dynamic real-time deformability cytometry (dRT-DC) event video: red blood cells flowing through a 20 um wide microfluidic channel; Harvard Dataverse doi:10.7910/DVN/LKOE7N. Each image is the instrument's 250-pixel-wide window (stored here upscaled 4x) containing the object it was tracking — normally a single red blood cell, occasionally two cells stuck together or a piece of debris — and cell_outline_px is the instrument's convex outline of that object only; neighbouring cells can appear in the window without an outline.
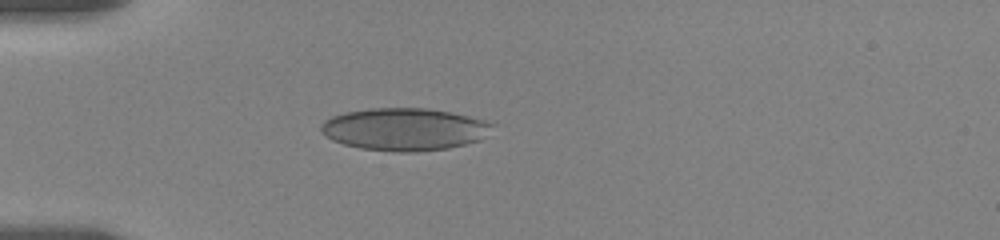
{"species": "human", "species_latin": "Homo sapiens", "temperature_condition": "room temperature", "stored_images_in_passage": 41, "camera_frame_rate_fps": 3000, "um_per_image_px": 0.085, "donor": {"sex": "female"}, "frame": {"image": 1, "passage_image": 1, "time_ms": 0.0, "image_size_px": [1000, 240], "cell_outline_px": [[496, 124], [480, 140], [448, 148], [416, 152], [396, 152], [360, 148], [344, 144], [332, 140], [324, 136], [320, 128], [320, 124], [324, 120], [332, 116], [344, 112], [372, 108], [428, 108], [452, 112], [484, 120]], "centroid_in_image_um": [34.35, 10.98], "position_along_channel_um": 50.6, "area_um2": 42.54}}
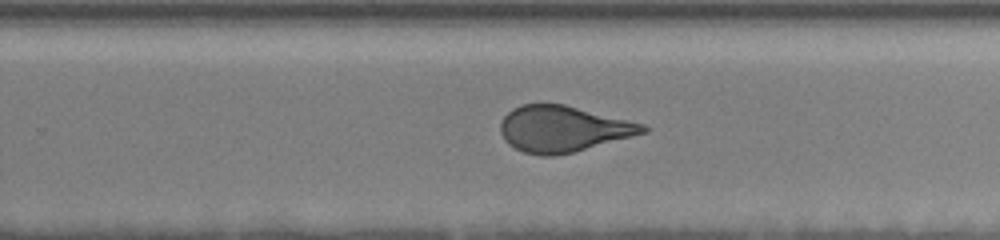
{"frame": {"image": 2, "passage_image": 22, "time_ms": 7.0, "image_size_px": [1000, 240], "cell_outline_px": [[648, 132], [572, 152], [552, 156], [540, 156], [524, 152], [508, 144], [504, 140], [500, 132], [500, 124], [504, 116], [512, 108], [520, 104], [564, 104], [644, 124], [648, 128]], "centroid_in_image_um": [47.82, 10.95], "position_along_channel_um": 282.0, "area_um2": 38.03}}
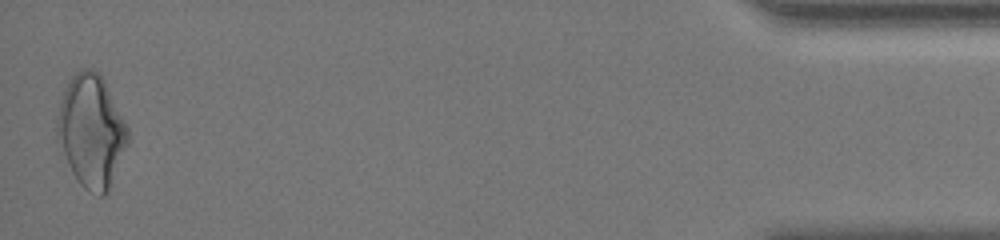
{"frame": {"image": 3, "passage_image": 41, "time_ms": 13.333, "image_size_px": [1000, 240], "cell_outline_px": [[128, 144], [108, 192], [104, 196], [100, 196], [88, 192], [80, 184], [72, 172], [68, 164], [56, 136], [56, 120], [60, 100], [72, 76], [76, 72], [84, 68], [92, 68], [104, 80], [128, 128]], "centroid_in_image_um": [7.76, 11.17], "position_along_channel_um": 427.4, "area_um2": 46.01}, "authors_computed_cell_mechanics": {"area_um2": 39.304, "velocity_mm_per_s": 3.5401, "shape_relaxation_time_tau1_ms": null, "shape_relaxation_time_tau2_ms": 0.7317, "deformation_change_tau1": null, "deformation_change_tau2": 0.0726}}